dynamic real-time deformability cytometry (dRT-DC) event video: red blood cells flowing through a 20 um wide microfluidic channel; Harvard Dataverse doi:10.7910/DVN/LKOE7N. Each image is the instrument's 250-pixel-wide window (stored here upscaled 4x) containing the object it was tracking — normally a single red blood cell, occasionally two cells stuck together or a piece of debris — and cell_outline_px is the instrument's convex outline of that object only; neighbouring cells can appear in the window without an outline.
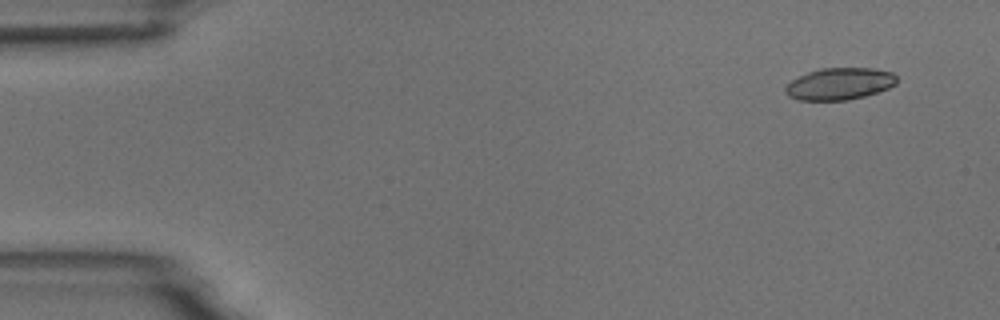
{"species": "common noctule bat (a hibernating species)", "species_latin": "Nyctalus noctula", "temperature_condition": "room temperature", "stored_images_in_passage": 7, "camera_frame_rate_fps": 3000, "um_per_image_px": 0.085, "animal": {"sex": "male", "body_mass_g": 18.8}, "frame": {"image": 1, "passage_image": 1, "time_ms": 0.0, "image_size_px": [1000, 320], "cell_outline_px": [[896, 84], [888, 88], [864, 96], [848, 100], [800, 100], [788, 96], [784, 92], [784, 88], [792, 80], [808, 72], [820, 68], [872, 68], [892, 72], [896, 76]], "centroid_in_image_um": [71.35, 7.12], "position_along_channel_um": 13.7, "area_um2": 20.63}}
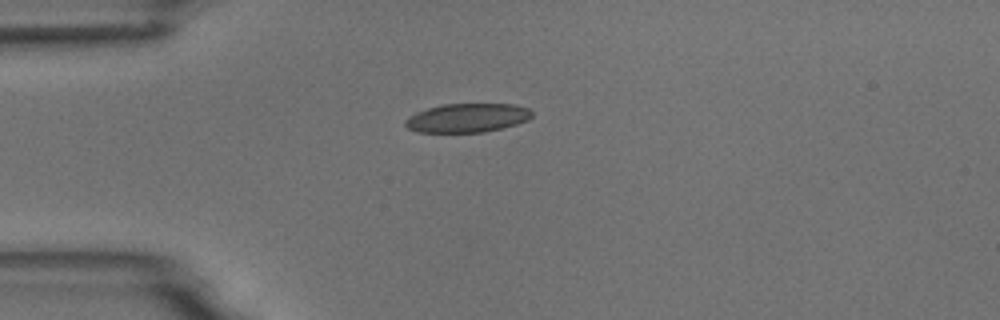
{"frame": {"image": 2, "passage_image": 4, "time_ms": 3.333, "image_size_px": [1000, 320], "cell_outline_px": [[532, 116], [528, 120], [516, 124], [484, 132], [416, 132], [408, 128], [404, 124], [404, 120], [408, 116], [416, 112], [428, 108], [444, 104], [516, 104], [528, 108], [532, 112]], "centroid_in_image_um": [39.7, 10.02], "position_along_channel_um": 45.3, "area_um2": 21.33}}
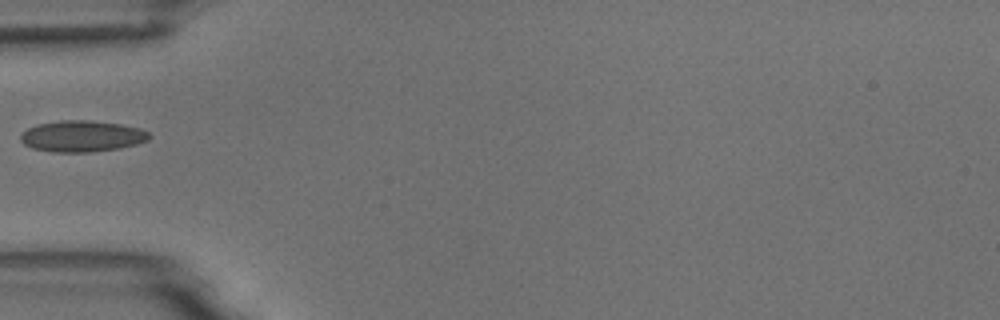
{"frame": {"image": 3, "passage_image": 5, "time_ms": 4.667, "image_size_px": [1000, 320], "cell_outline_px": [[152, 136], [148, 140], [136, 144], [120, 148], [92, 152], [52, 152], [32, 148], [24, 144], [20, 140], [20, 136], [28, 128], [36, 124], [60, 120], [88, 120], [120, 124], [140, 128], [148, 132]], "centroid_in_image_um": [6.97, 11.58], "position_along_channel_um": 78.0, "area_um2": 23.52}}